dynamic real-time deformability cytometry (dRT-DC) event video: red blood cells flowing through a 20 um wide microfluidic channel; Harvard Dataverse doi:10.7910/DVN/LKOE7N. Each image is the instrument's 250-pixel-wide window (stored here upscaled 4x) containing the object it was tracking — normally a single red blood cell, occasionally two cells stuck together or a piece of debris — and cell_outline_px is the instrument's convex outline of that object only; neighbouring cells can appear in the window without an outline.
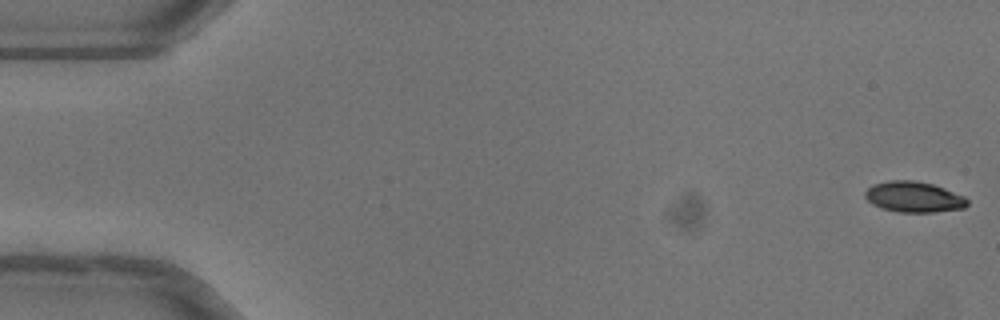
{"species": "common noctule bat (a hibernating species)", "species_latin": "Nyctalus noctula", "temperature_condition": "warm", "stored_images_in_passage": 52, "camera_frame_rate_fps": 3000, "um_per_image_px": 0.085, "animal": {"sex": "female"}, "frame": {"image": 1, "passage_image": 1, "time_ms": 0.0, "image_size_px": [1000, 320], "cell_outline_px": [[968, 204], [964, 208], [932, 212], [900, 212], [884, 208], [872, 204], [864, 196], [864, 192], [872, 184], [888, 180], [916, 180], [932, 184], [944, 188], [964, 196], [968, 200]], "centroid_in_image_um": [77.66, 16.72], "position_along_channel_um": 7.3, "area_um2": 18.26}}
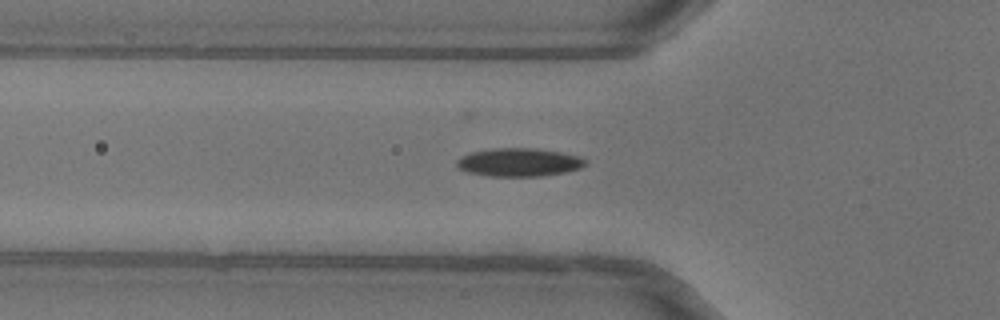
{"frame": {"image": 2, "passage_image": 18, "time_ms": 5.667, "image_size_px": [1000, 320], "cell_outline_px": [[588, 160], [580, 168], [564, 172], [540, 176], [488, 176], [468, 172], [460, 168], [456, 164], [456, 160], [460, 156], [472, 152], [492, 148], [532, 148], [560, 152], [580, 156]], "centroid_in_image_um": [44.1, 13.79], "position_along_channel_um": 81.7, "area_um2": 21.1}}
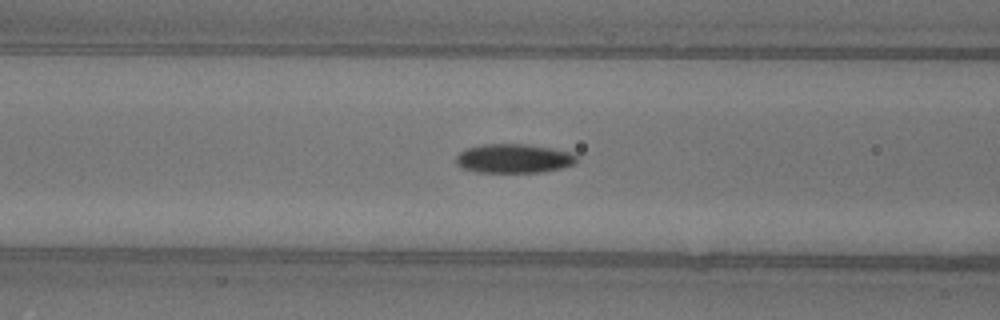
{"frame": {"image": 3, "passage_image": 21, "time_ms": 6.667, "image_size_px": [1000, 320], "cell_outline_px": [[576, 164], [560, 168], [540, 172], [476, 172], [460, 168], [456, 164], [456, 156], [464, 148], [484, 144], [528, 144], [552, 148], [572, 152], [576, 156]], "centroid_in_image_um": [43.64, 13.47], "position_along_channel_um": 123.0, "area_um2": 20.63}, "authors_computed_cell_mechanics": {"area_um2": 19.7098, "velocity_mm_per_s": 4.0359, "shape_relaxation_time_tau1_ms": 4.9227, "shape_relaxation_time_tau2_ms": 7.3529, "deformation_change_tau1": 0.1578, "deformation_change_tau2": 0.1075}}